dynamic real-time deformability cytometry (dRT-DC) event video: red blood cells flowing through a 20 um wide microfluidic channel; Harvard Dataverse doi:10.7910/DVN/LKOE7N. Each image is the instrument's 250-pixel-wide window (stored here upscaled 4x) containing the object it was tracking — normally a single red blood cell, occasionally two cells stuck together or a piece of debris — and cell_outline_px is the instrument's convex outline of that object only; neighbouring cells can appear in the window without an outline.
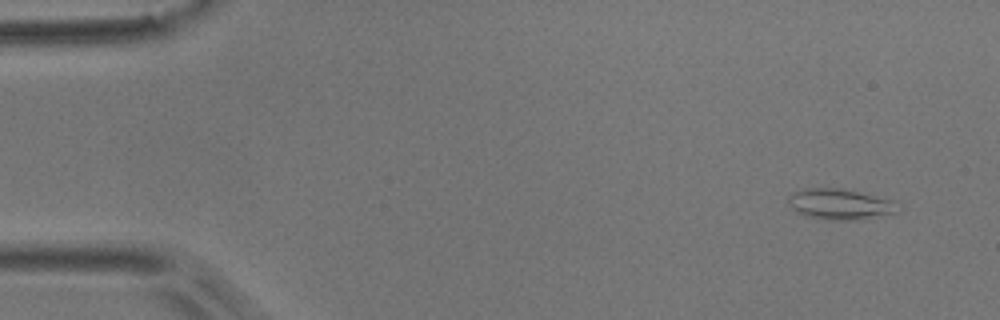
{"species": "common noctule bat (a hibernating species)", "species_latin": "Nyctalus noctula", "temperature_condition": "room temperature", "stored_images_in_passage": 4, "camera_frame_rate_fps": 3000, "um_per_image_px": 0.085, "animal": {"sex": "male", "body_mass_g": 17.9}, "frame": {"image": 1, "passage_image": 1, "time_ms": 0.0, "image_size_px": [1000, 320], "cell_outline_px": [[896, 212], [856, 220], [828, 220], [808, 216], [792, 208], [788, 204], [788, 196], [792, 192], [804, 188], [844, 188], [896, 200]], "centroid_in_image_um": [71.38, 17.33], "position_along_channel_um": 13.6, "area_um2": 19.59}}